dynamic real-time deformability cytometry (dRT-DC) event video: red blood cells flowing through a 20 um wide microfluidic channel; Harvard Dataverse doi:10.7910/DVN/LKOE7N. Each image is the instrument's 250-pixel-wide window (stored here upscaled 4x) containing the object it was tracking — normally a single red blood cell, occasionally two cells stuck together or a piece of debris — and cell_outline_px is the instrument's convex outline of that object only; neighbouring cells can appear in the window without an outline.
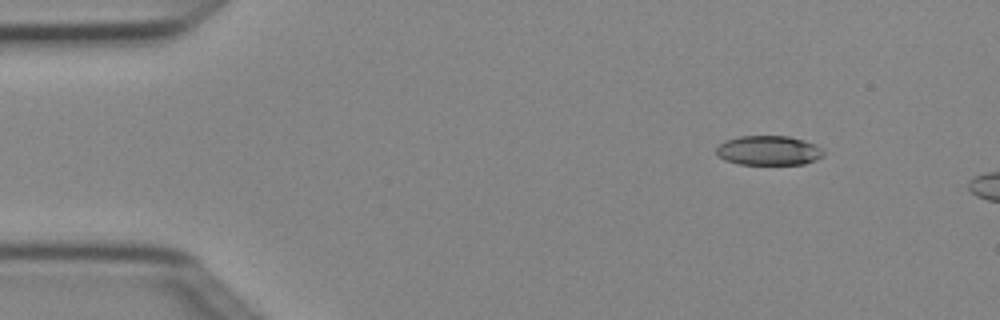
{"species": "Egyptian fruit bat (a non-hibernating species)", "species_latin": "Rousettus aegyptiacus", "temperature_condition": "cold", "stored_images_in_passage": 3, "camera_frame_rate_fps": 3000, "um_per_image_px": 0.085, "animal": {"sex": "female"}, "frame": {"image": 1, "passage_image": 1, "time_ms": 0.0, "image_size_px": [1000, 320], "cell_outline_px": [[824, 156], [816, 160], [804, 164], [740, 164], [724, 160], [716, 152], [716, 148], [724, 140], [740, 136], [788, 136], [804, 140], [816, 144], [824, 152]], "centroid_in_image_um": [65.35, 12.79], "position_along_channel_um": 19.7, "area_um2": 18.5}}